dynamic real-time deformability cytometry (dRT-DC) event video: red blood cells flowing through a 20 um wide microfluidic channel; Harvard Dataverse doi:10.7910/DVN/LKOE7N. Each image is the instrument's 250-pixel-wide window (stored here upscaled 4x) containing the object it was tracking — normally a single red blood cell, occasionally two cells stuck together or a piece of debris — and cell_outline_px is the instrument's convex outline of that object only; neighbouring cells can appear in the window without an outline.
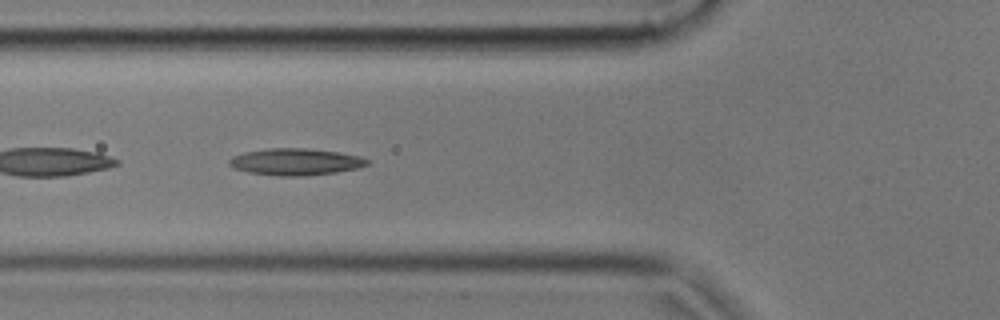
{"species": "common noctule bat (a hibernating species)", "species_latin": "Nyctalus noctula", "temperature_condition": "cold", "stored_images_in_passage": 48, "camera_frame_rate_fps": 3000, "um_per_image_px": 0.085, "animal": {"sex": "male", "body_mass_g": 17.9, "forearm_length_mm": 54.2}, "frame": {"image": 1, "passage_image": 18, "time_ms": 5.667, "image_size_px": [1000, 320], "cell_outline_px": [[368, 164], [360, 168], [336, 172], [304, 176], [276, 176], [248, 172], [232, 168], [228, 164], [228, 160], [232, 156], [244, 152], [268, 148], [308, 148], [336, 152], [360, 156], [368, 160]], "centroid_in_image_um": [25.08, 13.76], "position_along_channel_um": 100.7, "area_um2": 21.68}}
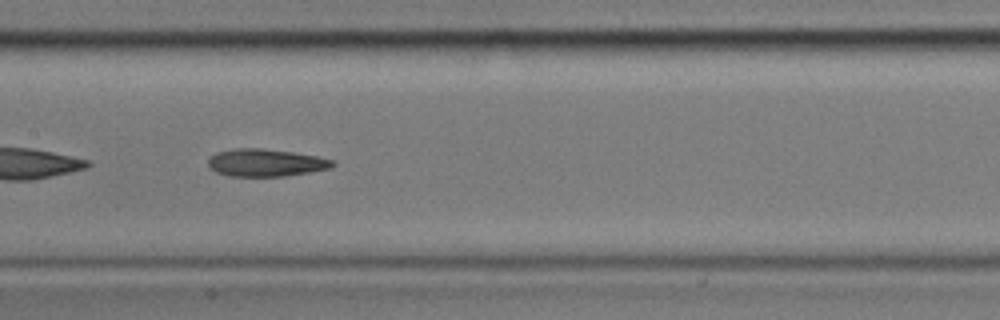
{"frame": {"image": 2, "passage_image": 25, "time_ms": 8.0, "image_size_px": [1000, 320], "cell_outline_px": [[336, 164], [332, 168], [312, 172], [284, 176], [228, 176], [216, 172], [208, 164], [208, 160], [216, 152], [236, 148], [260, 148], [292, 152], [316, 156], [332, 160]], "centroid_in_image_um": [22.61, 13.83], "position_along_channel_um": 184.8, "area_um2": 19.88}}
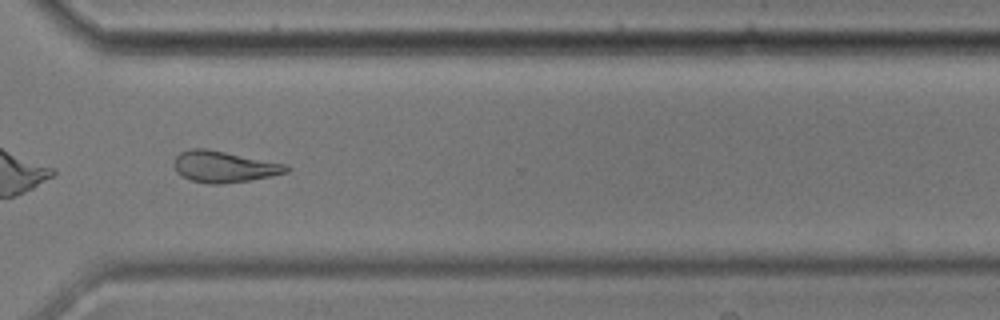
{"frame": {"image": 3, "passage_image": 39, "time_ms": 12.667, "image_size_px": [1000, 320], "cell_outline_px": [[292, 168], [288, 172], [272, 176], [248, 180], [220, 184], [208, 184], [192, 180], [180, 176], [176, 172], [176, 156], [180, 152], [192, 148], [204, 148], [288, 164]], "centroid_in_image_um": [19.08, 14.17], "position_along_channel_um": 351.5, "area_um2": 20.4}}